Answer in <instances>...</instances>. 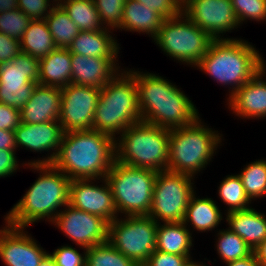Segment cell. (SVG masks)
Instances as JSON below:
<instances>
[{"instance_id":"obj_12","label":"cell","mask_w":266,"mask_h":266,"mask_svg":"<svg viewBox=\"0 0 266 266\" xmlns=\"http://www.w3.org/2000/svg\"><path fill=\"white\" fill-rule=\"evenodd\" d=\"M182 13L214 40H233L223 35L240 26L231 0H186Z\"/></svg>"},{"instance_id":"obj_26","label":"cell","mask_w":266,"mask_h":266,"mask_svg":"<svg viewBox=\"0 0 266 266\" xmlns=\"http://www.w3.org/2000/svg\"><path fill=\"white\" fill-rule=\"evenodd\" d=\"M192 232L183 222L158 223L156 250L181 255L191 256L193 245Z\"/></svg>"},{"instance_id":"obj_43","label":"cell","mask_w":266,"mask_h":266,"mask_svg":"<svg viewBox=\"0 0 266 266\" xmlns=\"http://www.w3.org/2000/svg\"><path fill=\"white\" fill-rule=\"evenodd\" d=\"M21 124V110L0 102V130L15 131Z\"/></svg>"},{"instance_id":"obj_39","label":"cell","mask_w":266,"mask_h":266,"mask_svg":"<svg viewBox=\"0 0 266 266\" xmlns=\"http://www.w3.org/2000/svg\"><path fill=\"white\" fill-rule=\"evenodd\" d=\"M56 266H86V249L83 254L79 253L71 245H63L48 253Z\"/></svg>"},{"instance_id":"obj_35","label":"cell","mask_w":266,"mask_h":266,"mask_svg":"<svg viewBox=\"0 0 266 266\" xmlns=\"http://www.w3.org/2000/svg\"><path fill=\"white\" fill-rule=\"evenodd\" d=\"M37 82L0 84V102L21 110Z\"/></svg>"},{"instance_id":"obj_9","label":"cell","mask_w":266,"mask_h":266,"mask_svg":"<svg viewBox=\"0 0 266 266\" xmlns=\"http://www.w3.org/2000/svg\"><path fill=\"white\" fill-rule=\"evenodd\" d=\"M153 40L164 54L193 68H196L214 41L183 13L164 19Z\"/></svg>"},{"instance_id":"obj_37","label":"cell","mask_w":266,"mask_h":266,"mask_svg":"<svg viewBox=\"0 0 266 266\" xmlns=\"http://www.w3.org/2000/svg\"><path fill=\"white\" fill-rule=\"evenodd\" d=\"M239 25L247 20L266 21V0H231Z\"/></svg>"},{"instance_id":"obj_40","label":"cell","mask_w":266,"mask_h":266,"mask_svg":"<svg viewBox=\"0 0 266 266\" xmlns=\"http://www.w3.org/2000/svg\"><path fill=\"white\" fill-rule=\"evenodd\" d=\"M52 0H18V9L32 20L44 19L56 4Z\"/></svg>"},{"instance_id":"obj_7","label":"cell","mask_w":266,"mask_h":266,"mask_svg":"<svg viewBox=\"0 0 266 266\" xmlns=\"http://www.w3.org/2000/svg\"><path fill=\"white\" fill-rule=\"evenodd\" d=\"M118 136L115 139L116 161L157 172L168 170L170 129L141 121L129 126Z\"/></svg>"},{"instance_id":"obj_28","label":"cell","mask_w":266,"mask_h":266,"mask_svg":"<svg viewBox=\"0 0 266 266\" xmlns=\"http://www.w3.org/2000/svg\"><path fill=\"white\" fill-rule=\"evenodd\" d=\"M39 84V60L21 52L13 60L0 63V84L28 83Z\"/></svg>"},{"instance_id":"obj_19","label":"cell","mask_w":266,"mask_h":266,"mask_svg":"<svg viewBox=\"0 0 266 266\" xmlns=\"http://www.w3.org/2000/svg\"><path fill=\"white\" fill-rule=\"evenodd\" d=\"M61 109V88L36 84L30 99L21 109V123L39 124L58 121Z\"/></svg>"},{"instance_id":"obj_44","label":"cell","mask_w":266,"mask_h":266,"mask_svg":"<svg viewBox=\"0 0 266 266\" xmlns=\"http://www.w3.org/2000/svg\"><path fill=\"white\" fill-rule=\"evenodd\" d=\"M20 41L0 32V63H7L20 54Z\"/></svg>"},{"instance_id":"obj_16","label":"cell","mask_w":266,"mask_h":266,"mask_svg":"<svg viewBox=\"0 0 266 266\" xmlns=\"http://www.w3.org/2000/svg\"><path fill=\"white\" fill-rule=\"evenodd\" d=\"M99 180L103 184L97 185V179L71 180L69 205L111 223L118 217V212L108 182L105 178Z\"/></svg>"},{"instance_id":"obj_51","label":"cell","mask_w":266,"mask_h":266,"mask_svg":"<svg viewBox=\"0 0 266 266\" xmlns=\"http://www.w3.org/2000/svg\"><path fill=\"white\" fill-rule=\"evenodd\" d=\"M183 266H208L205 265L203 262L194 261L191 258L186 261V263Z\"/></svg>"},{"instance_id":"obj_49","label":"cell","mask_w":266,"mask_h":266,"mask_svg":"<svg viewBox=\"0 0 266 266\" xmlns=\"http://www.w3.org/2000/svg\"><path fill=\"white\" fill-rule=\"evenodd\" d=\"M18 8V0H0V13Z\"/></svg>"},{"instance_id":"obj_4","label":"cell","mask_w":266,"mask_h":266,"mask_svg":"<svg viewBox=\"0 0 266 266\" xmlns=\"http://www.w3.org/2000/svg\"><path fill=\"white\" fill-rule=\"evenodd\" d=\"M251 44L240 38L214 40L196 66L220 85L229 86L227 99L264 67V57Z\"/></svg>"},{"instance_id":"obj_50","label":"cell","mask_w":266,"mask_h":266,"mask_svg":"<svg viewBox=\"0 0 266 266\" xmlns=\"http://www.w3.org/2000/svg\"><path fill=\"white\" fill-rule=\"evenodd\" d=\"M39 266H56L54 260L48 254L44 260L39 264Z\"/></svg>"},{"instance_id":"obj_31","label":"cell","mask_w":266,"mask_h":266,"mask_svg":"<svg viewBox=\"0 0 266 266\" xmlns=\"http://www.w3.org/2000/svg\"><path fill=\"white\" fill-rule=\"evenodd\" d=\"M217 232L215 249L224 263L244 259L253 253L249 245L231 229L223 228Z\"/></svg>"},{"instance_id":"obj_24","label":"cell","mask_w":266,"mask_h":266,"mask_svg":"<svg viewBox=\"0 0 266 266\" xmlns=\"http://www.w3.org/2000/svg\"><path fill=\"white\" fill-rule=\"evenodd\" d=\"M164 18L154 10L143 6L136 0L124 2L121 25L117 28L122 31L138 32L151 35L152 39L158 33Z\"/></svg>"},{"instance_id":"obj_2","label":"cell","mask_w":266,"mask_h":266,"mask_svg":"<svg viewBox=\"0 0 266 266\" xmlns=\"http://www.w3.org/2000/svg\"><path fill=\"white\" fill-rule=\"evenodd\" d=\"M115 161V139L93 129L64 132L53 165L70 180L103 179Z\"/></svg>"},{"instance_id":"obj_25","label":"cell","mask_w":266,"mask_h":266,"mask_svg":"<svg viewBox=\"0 0 266 266\" xmlns=\"http://www.w3.org/2000/svg\"><path fill=\"white\" fill-rule=\"evenodd\" d=\"M222 214L216 201L212 198L197 197L195 192L189 200L183 223L190 231L191 225L194 231L209 232L215 230L221 224L222 219H226L222 217Z\"/></svg>"},{"instance_id":"obj_10","label":"cell","mask_w":266,"mask_h":266,"mask_svg":"<svg viewBox=\"0 0 266 266\" xmlns=\"http://www.w3.org/2000/svg\"><path fill=\"white\" fill-rule=\"evenodd\" d=\"M158 223L150 216L117 217L109 223L108 242L138 266L156 250Z\"/></svg>"},{"instance_id":"obj_18","label":"cell","mask_w":266,"mask_h":266,"mask_svg":"<svg viewBox=\"0 0 266 266\" xmlns=\"http://www.w3.org/2000/svg\"><path fill=\"white\" fill-rule=\"evenodd\" d=\"M266 63L249 81L228 99V109L241 119L266 117ZM265 77V78H263ZM243 117V118H242Z\"/></svg>"},{"instance_id":"obj_27","label":"cell","mask_w":266,"mask_h":266,"mask_svg":"<svg viewBox=\"0 0 266 266\" xmlns=\"http://www.w3.org/2000/svg\"><path fill=\"white\" fill-rule=\"evenodd\" d=\"M21 51L38 60L55 50L56 44L44 19L32 20L20 40Z\"/></svg>"},{"instance_id":"obj_3","label":"cell","mask_w":266,"mask_h":266,"mask_svg":"<svg viewBox=\"0 0 266 266\" xmlns=\"http://www.w3.org/2000/svg\"><path fill=\"white\" fill-rule=\"evenodd\" d=\"M28 167L39 171V177L7 213L8 225L25 229L42 219L47 222L54 220L62 210L60 208L69 204L71 181L53 164H33Z\"/></svg>"},{"instance_id":"obj_36","label":"cell","mask_w":266,"mask_h":266,"mask_svg":"<svg viewBox=\"0 0 266 266\" xmlns=\"http://www.w3.org/2000/svg\"><path fill=\"white\" fill-rule=\"evenodd\" d=\"M31 21L32 19L18 8L2 12L0 13V32L20 41Z\"/></svg>"},{"instance_id":"obj_8","label":"cell","mask_w":266,"mask_h":266,"mask_svg":"<svg viewBox=\"0 0 266 266\" xmlns=\"http://www.w3.org/2000/svg\"><path fill=\"white\" fill-rule=\"evenodd\" d=\"M157 171L130 167L114 161L105 179L120 216H148ZM122 214V215H121Z\"/></svg>"},{"instance_id":"obj_48","label":"cell","mask_w":266,"mask_h":266,"mask_svg":"<svg viewBox=\"0 0 266 266\" xmlns=\"http://www.w3.org/2000/svg\"><path fill=\"white\" fill-rule=\"evenodd\" d=\"M258 262L262 266H266V240L262 242L254 251Z\"/></svg>"},{"instance_id":"obj_32","label":"cell","mask_w":266,"mask_h":266,"mask_svg":"<svg viewBox=\"0 0 266 266\" xmlns=\"http://www.w3.org/2000/svg\"><path fill=\"white\" fill-rule=\"evenodd\" d=\"M218 195L227 205V211L245 210L250 208L251 200L246 195L242 180L238 174L227 175L220 182L218 187Z\"/></svg>"},{"instance_id":"obj_46","label":"cell","mask_w":266,"mask_h":266,"mask_svg":"<svg viewBox=\"0 0 266 266\" xmlns=\"http://www.w3.org/2000/svg\"><path fill=\"white\" fill-rule=\"evenodd\" d=\"M0 149L17 151L14 131L0 130Z\"/></svg>"},{"instance_id":"obj_41","label":"cell","mask_w":266,"mask_h":266,"mask_svg":"<svg viewBox=\"0 0 266 266\" xmlns=\"http://www.w3.org/2000/svg\"><path fill=\"white\" fill-rule=\"evenodd\" d=\"M159 13L164 19L174 18L182 13V7L175 0H136Z\"/></svg>"},{"instance_id":"obj_20","label":"cell","mask_w":266,"mask_h":266,"mask_svg":"<svg viewBox=\"0 0 266 266\" xmlns=\"http://www.w3.org/2000/svg\"><path fill=\"white\" fill-rule=\"evenodd\" d=\"M72 83L102 89L120 70L110 58L71 54Z\"/></svg>"},{"instance_id":"obj_33","label":"cell","mask_w":266,"mask_h":266,"mask_svg":"<svg viewBox=\"0 0 266 266\" xmlns=\"http://www.w3.org/2000/svg\"><path fill=\"white\" fill-rule=\"evenodd\" d=\"M238 175L251 201L266 196V160L258 159L246 164Z\"/></svg>"},{"instance_id":"obj_22","label":"cell","mask_w":266,"mask_h":266,"mask_svg":"<svg viewBox=\"0 0 266 266\" xmlns=\"http://www.w3.org/2000/svg\"><path fill=\"white\" fill-rule=\"evenodd\" d=\"M226 223L254 251L266 240V215L250 207L226 213Z\"/></svg>"},{"instance_id":"obj_17","label":"cell","mask_w":266,"mask_h":266,"mask_svg":"<svg viewBox=\"0 0 266 266\" xmlns=\"http://www.w3.org/2000/svg\"><path fill=\"white\" fill-rule=\"evenodd\" d=\"M4 217L6 224L0 229L1 261L6 266H39L48 252L24 231L25 228L8 225V215Z\"/></svg>"},{"instance_id":"obj_21","label":"cell","mask_w":266,"mask_h":266,"mask_svg":"<svg viewBox=\"0 0 266 266\" xmlns=\"http://www.w3.org/2000/svg\"><path fill=\"white\" fill-rule=\"evenodd\" d=\"M110 33L113 34V29L80 31L73 39L68 50L71 54L86 57L110 58L120 68L121 66L117 63L120 44Z\"/></svg>"},{"instance_id":"obj_23","label":"cell","mask_w":266,"mask_h":266,"mask_svg":"<svg viewBox=\"0 0 266 266\" xmlns=\"http://www.w3.org/2000/svg\"><path fill=\"white\" fill-rule=\"evenodd\" d=\"M71 70L68 48H56L39 60V84L62 89L72 83Z\"/></svg>"},{"instance_id":"obj_45","label":"cell","mask_w":266,"mask_h":266,"mask_svg":"<svg viewBox=\"0 0 266 266\" xmlns=\"http://www.w3.org/2000/svg\"><path fill=\"white\" fill-rule=\"evenodd\" d=\"M16 157V151L0 149V178L12 176L16 173L19 165Z\"/></svg>"},{"instance_id":"obj_15","label":"cell","mask_w":266,"mask_h":266,"mask_svg":"<svg viewBox=\"0 0 266 266\" xmlns=\"http://www.w3.org/2000/svg\"><path fill=\"white\" fill-rule=\"evenodd\" d=\"M15 143L18 148L24 147L32 152H48L47 157L41 159L28 160L21 165L33 164H53L64 136V130L59 121H50L39 124L21 123L14 131ZM52 150V151H51ZM51 152V153H49ZM50 154V155H49Z\"/></svg>"},{"instance_id":"obj_5","label":"cell","mask_w":266,"mask_h":266,"mask_svg":"<svg viewBox=\"0 0 266 266\" xmlns=\"http://www.w3.org/2000/svg\"><path fill=\"white\" fill-rule=\"evenodd\" d=\"M141 121L135 78L128 70L120 69L100 89L92 129L116 139V134Z\"/></svg>"},{"instance_id":"obj_47","label":"cell","mask_w":266,"mask_h":266,"mask_svg":"<svg viewBox=\"0 0 266 266\" xmlns=\"http://www.w3.org/2000/svg\"><path fill=\"white\" fill-rule=\"evenodd\" d=\"M225 264L227 266H262L258 262L257 257H256L254 252L250 256H248V257H246L244 259L231 261V262H228V263H225Z\"/></svg>"},{"instance_id":"obj_11","label":"cell","mask_w":266,"mask_h":266,"mask_svg":"<svg viewBox=\"0 0 266 266\" xmlns=\"http://www.w3.org/2000/svg\"><path fill=\"white\" fill-rule=\"evenodd\" d=\"M193 182L194 177L186 174L157 172L148 216L157 223L183 222L189 200L196 192Z\"/></svg>"},{"instance_id":"obj_53","label":"cell","mask_w":266,"mask_h":266,"mask_svg":"<svg viewBox=\"0 0 266 266\" xmlns=\"http://www.w3.org/2000/svg\"><path fill=\"white\" fill-rule=\"evenodd\" d=\"M54 4H58L61 0H52Z\"/></svg>"},{"instance_id":"obj_13","label":"cell","mask_w":266,"mask_h":266,"mask_svg":"<svg viewBox=\"0 0 266 266\" xmlns=\"http://www.w3.org/2000/svg\"><path fill=\"white\" fill-rule=\"evenodd\" d=\"M51 223L83 250L108 241L109 222L106 219L69 204Z\"/></svg>"},{"instance_id":"obj_34","label":"cell","mask_w":266,"mask_h":266,"mask_svg":"<svg viewBox=\"0 0 266 266\" xmlns=\"http://www.w3.org/2000/svg\"><path fill=\"white\" fill-rule=\"evenodd\" d=\"M86 266H138L108 241L86 249Z\"/></svg>"},{"instance_id":"obj_42","label":"cell","mask_w":266,"mask_h":266,"mask_svg":"<svg viewBox=\"0 0 266 266\" xmlns=\"http://www.w3.org/2000/svg\"><path fill=\"white\" fill-rule=\"evenodd\" d=\"M191 256H181L155 250L143 266H183Z\"/></svg>"},{"instance_id":"obj_38","label":"cell","mask_w":266,"mask_h":266,"mask_svg":"<svg viewBox=\"0 0 266 266\" xmlns=\"http://www.w3.org/2000/svg\"><path fill=\"white\" fill-rule=\"evenodd\" d=\"M126 0H94L100 21L105 28L117 29L121 25Z\"/></svg>"},{"instance_id":"obj_6","label":"cell","mask_w":266,"mask_h":266,"mask_svg":"<svg viewBox=\"0 0 266 266\" xmlns=\"http://www.w3.org/2000/svg\"><path fill=\"white\" fill-rule=\"evenodd\" d=\"M200 118L189 126L170 129L168 170L195 178L222 145L223 134L204 125Z\"/></svg>"},{"instance_id":"obj_14","label":"cell","mask_w":266,"mask_h":266,"mask_svg":"<svg viewBox=\"0 0 266 266\" xmlns=\"http://www.w3.org/2000/svg\"><path fill=\"white\" fill-rule=\"evenodd\" d=\"M100 89L71 83L61 89L59 123L64 132L92 129Z\"/></svg>"},{"instance_id":"obj_29","label":"cell","mask_w":266,"mask_h":266,"mask_svg":"<svg viewBox=\"0 0 266 266\" xmlns=\"http://www.w3.org/2000/svg\"><path fill=\"white\" fill-rule=\"evenodd\" d=\"M58 4L80 31L105 29L100 21L94 0H61Z\"/></svg>"},{"instance_id":"obj_1","label":"cell","mask_w":266,"mask_h":266,"mask_svg":"<svg viewBox=\"0 0 266 266\" xmlns=\"http://www.w3.org/2000/svg\"><path fill=\"white\" fill-rule=\"evenodd\" d=\"M128 71L137 84L142 122L174 129L189 126L200 117L192 100L168 79L136 69Z\"/></svg>"},{"instance_id":"obj_30","label":"cell","mask_w":266,"mask_h":266,"mask_svg":"<svg viewBox=\"0 0 266 266\" xmlns=\"http://www.w3.org/2000/svg\"><path fill=\"white\" fill-rule=\"evenodd\" d=\"M44 20L57 48H68L80 32L59 4L52 8Z\"/></svg>"},{"instance_id":"obj_52","label":"cell","mask_w":266,"mask_h":266,"mask_svg":"<svg viewBox=\"0 0 266 266\" xmlns=\"http://www.w3.org/2000/svg\"><path fill=\"white\" fill-rule=\"evenodd\" d=\"M181 7L184 6L186 0H175Z\"/></svg>"}]
</instances>
